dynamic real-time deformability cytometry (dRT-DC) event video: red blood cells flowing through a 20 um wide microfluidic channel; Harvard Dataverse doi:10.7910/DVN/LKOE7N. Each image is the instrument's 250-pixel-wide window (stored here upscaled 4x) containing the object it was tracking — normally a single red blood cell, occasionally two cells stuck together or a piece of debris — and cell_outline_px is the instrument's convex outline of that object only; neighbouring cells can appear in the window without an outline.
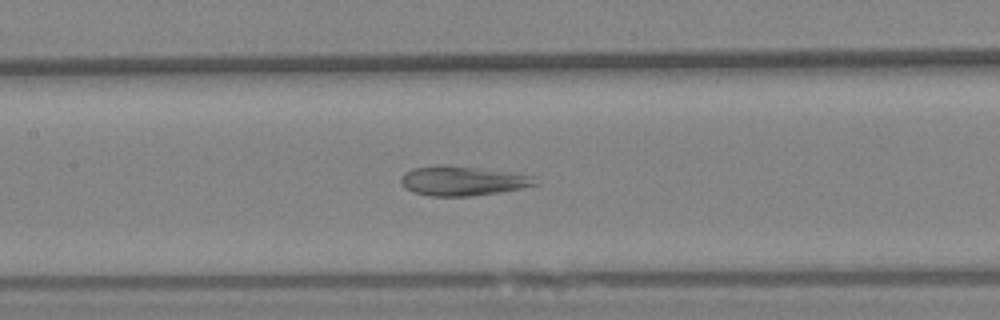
{"species": "Egyptian fruit bat (a non-hibernating species)", "species_latin": "Rousettus aegyptiacus", "temperature_condition": "warm", "stored_images_in_passage": 69, "camera_frame_rate_fps": 3000, "um_per_image_px": 0.085, "animal": {"sex": "female"}, "frame": {"image": 1, "passage_image": 33, "time_ms": 10.667, "image_size_px": [1000, 320], "cell_outline_px": [[540, 184], [500, 192], [472, 196], [428, 196], [412, 192], [404, 188], [400, 180], [400, 176], [404, 172], [412, 168], [444, 164], [476, 168], [532, 176]], "centroid_in_image_um": [39.23, 15.38], "position_along_channel_um": 168.2, "area_um2": 23.0}}
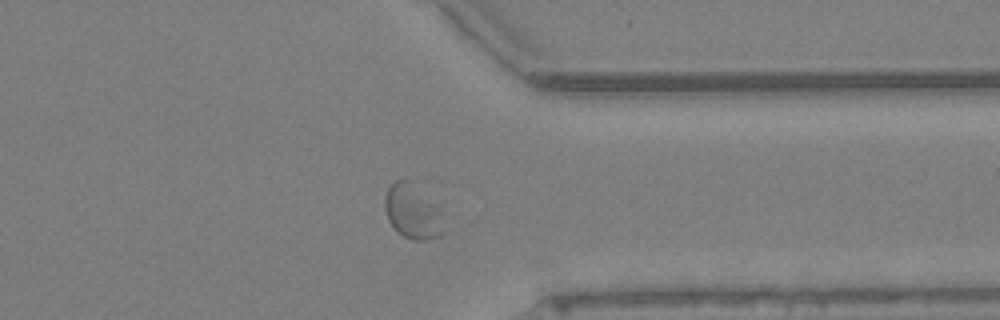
{"frame": {"image": 2, "passage_image": 54, "time_ms": 17.667, "image_size_px": [1000, 320], "cell_outline_px": [[448, 232], [440, 236], [424, 240], [412, 240], [396, 232], [392, 228], [388, 220], [384, 208], [384, 196], [388, 188], [396, 180], [412, 180], [444, 204]], "centroid_in_image_um": [35.23, 17.97], "position_along_channel_um": 376.2, "area_um2": 20.75}}
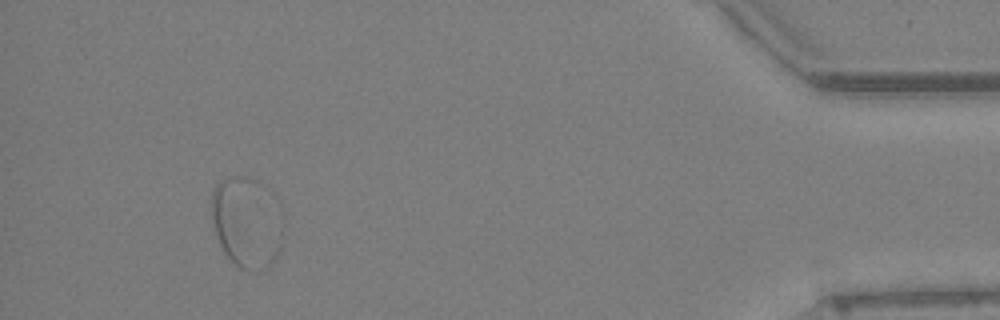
{"frame": {"image": 3, "passage_image": 64, "time_ms": 21.0, "image_size_px": [1000, 320], "cell_outline_px": [[280, 248], [276, 256], [268, 268], [260, 272], [248, 272], [240, 268], [224, 252], [216, 236], [212, 220], [212, 192], [216, 184], [220, 180], [228, 176], [248, 176], [256, 180], [260, 184], [280, 232]], "centroid_in_image_um": [20.82, 18.98], "position_along_channel_um": 414.4, "area_um2": 35.95}}